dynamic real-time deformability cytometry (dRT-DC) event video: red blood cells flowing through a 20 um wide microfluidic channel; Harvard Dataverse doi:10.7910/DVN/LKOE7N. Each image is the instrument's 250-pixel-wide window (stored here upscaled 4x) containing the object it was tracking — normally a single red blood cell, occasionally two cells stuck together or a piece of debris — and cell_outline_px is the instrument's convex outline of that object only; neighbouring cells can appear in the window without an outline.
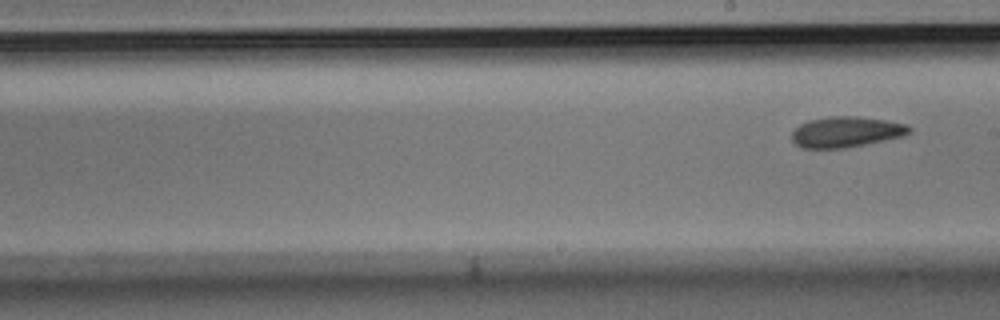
{"species": "Egyptian fruit bat (a non-hibernating species)", "species_latin": "Rousettus aegyptiacus", "temperature_condition": "room temperature", "stored_images_in_passage": 10, "segment_of_instrument_passage": [2, 2], "camera_frame_rate_fps": 3000, "um_per_image_px": 0.085, "animal": {"sex": "male"}, "frame": {"image": 1, "passage_image": 10, "time_ms": 3.0, "image_size_px": [1000, 320], "cell_outline_px": [[912, 132], [904, 136], [844, 148], [800, 148], [792, 140], [792, 132], [800, 124], [808, 120], [832, 116], [860, 116], [888, 120], [904, 124], [912, 128]], "centroid_in_image_um": [71.93, 11.2], "position_along_channel_um": 217.1, "area_um2": 21.04}}